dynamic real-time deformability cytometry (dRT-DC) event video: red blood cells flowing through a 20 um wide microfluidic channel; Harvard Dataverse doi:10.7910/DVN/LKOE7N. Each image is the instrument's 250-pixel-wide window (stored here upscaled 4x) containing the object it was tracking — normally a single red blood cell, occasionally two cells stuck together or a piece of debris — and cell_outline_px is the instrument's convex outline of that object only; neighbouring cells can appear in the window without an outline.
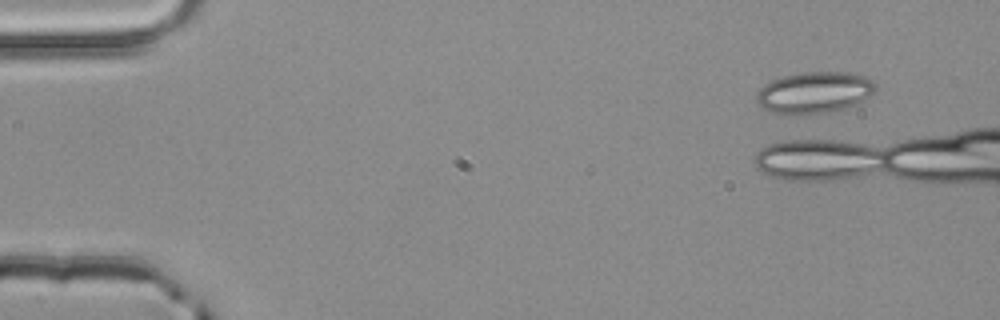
{"species": "common noctule bat (a hibernating species)", "species_latin": "Nyctalus noctula", "temperature_condition": "room temperature", "stored_images_in_passage": 3, "camera_frame_rate_fps": 3000, "um_per_image_px": 0.085, "animal": {"sex": "male", "body_mass_g": 20.4}, "frame": {"image": 1, "passage_image": 1, "time_ms": 0.0, "image_size_px": [1000, 320], "cell_outline_px": [[876, 92], [856, 104], [844, 108], [824, 112], [788, 116], [772, 112], [760, 108], [756, 100], [756, 92], [764, 84], [772, 80], [784, 76], [804, 72], [848, 72], [864, 76], [872, 80], [876, 84]], "centroid_in_image_um": [69.19, 7.87], "position_along_channel_um": 15.8, "area_um2": 29.02}}